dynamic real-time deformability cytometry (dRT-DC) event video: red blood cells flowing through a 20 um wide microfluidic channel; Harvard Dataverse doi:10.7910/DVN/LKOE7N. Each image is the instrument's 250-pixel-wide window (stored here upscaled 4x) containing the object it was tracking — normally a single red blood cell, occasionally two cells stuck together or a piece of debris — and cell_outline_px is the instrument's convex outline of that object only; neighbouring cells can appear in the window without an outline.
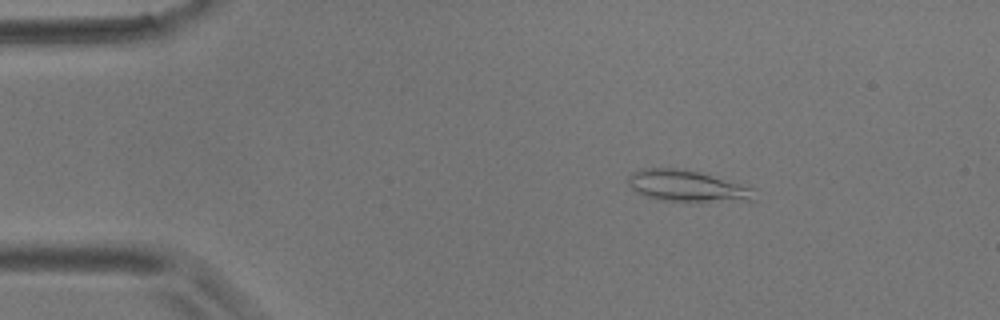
{"species": "common noctule bat (a hibernating species)", "species_latin": "Nyctalus noctula", "temperature_condition": "room temperature", "stored_images_in_passage": 5, "camera_frame_rate_fps": 3000, "um_per_image_px": 0.085, "animal": {"sex": "male", "body_mass_g": 17.9}, "frame": {"image": 1, "passage_image": 2, "time_ms": 1.0, "image_size_px": [1000, 320], "cell_outline_px": [[756, 200], [752, 204], [664, 200], [644, 196], [636, 192], [628, 184], [628, 176], [632, 172], [644, 168], [676, 168], [696, 172], [740, 184], [752, 188]], "centroid_in_image_um": [58.49, 15.87], "position_along_channel_um": 26.5, "area_um2": 23.47}}